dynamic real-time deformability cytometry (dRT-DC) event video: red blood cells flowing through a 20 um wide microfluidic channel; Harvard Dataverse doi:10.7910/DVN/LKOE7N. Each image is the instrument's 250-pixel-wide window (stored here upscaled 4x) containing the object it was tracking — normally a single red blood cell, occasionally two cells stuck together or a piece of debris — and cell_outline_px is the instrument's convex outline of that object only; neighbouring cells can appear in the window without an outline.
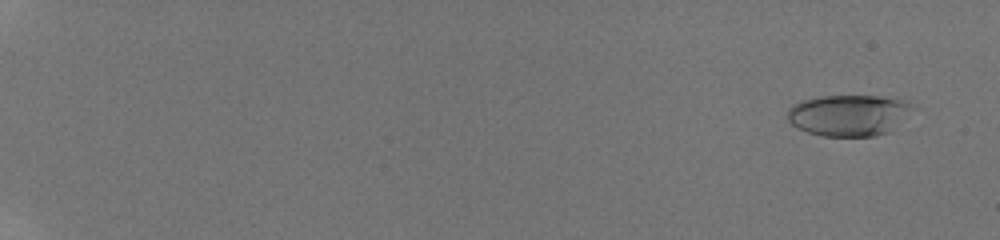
{"species": "human", "species_latin": "Homo sapiens", "temperature_condition": "room temperature", "stored_images_in_passage": 38, "camera_frame_rate_fps": 3000, "um_per_image_px": 0.085, "donor": {"sex": "male"}, "frame": {"image": 1, "passage_image": 3, "time_ms": 1.0, "image_size_px": [1000, 240], "cell_outline_px": [[916, 108], [892, 132], [872, 136], [820, 136], [796, 128], [788, 120], [788, 108], [792, 104], [800, 100], [820, 96], [896, 96], [908, 100], [916, 104]], "centroid_in_image_um": [72.24, 9.77], "position_along_channel_um": 12.8, "area_um2": 31.1}}
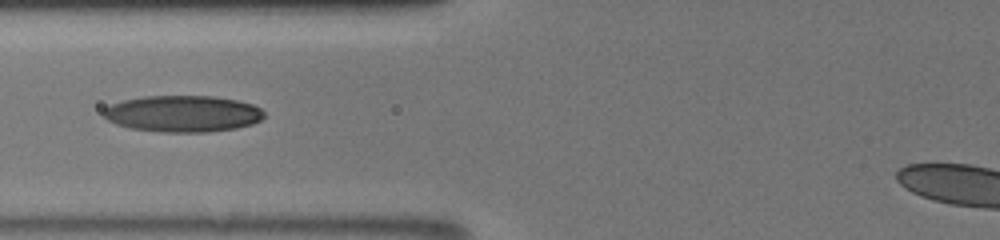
{"frame": {"image": 2, "passage_image": 21, "time_ms": 8.667, "image_size_px": [1000, 240], "cell_outline_px": [[264, 116], [260, 120], [252, 124], [236, 128], [208, 132], [164, 132], [132, 128], [116, 124], [108, 120], [100, 112], [104, 108], [112, 104], [124, 100], [144, 96], [212, 96], [236, 100], [252, 104], [260, 108], [264, 112]], "centroid_in_image_um": [15.53, 9.66], "position_along_channel_um": 110.3, "area_um2": 34.1}}
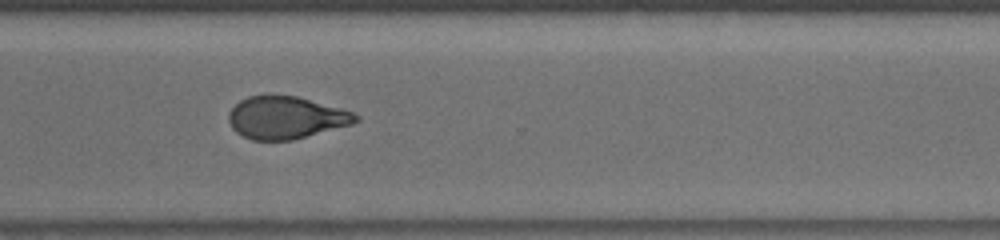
{"frame": {"image": 3, "passage_image": 37, "time_ms": 14.333, "image_size_px": [1000, 240], "cell_outline_px": [[360, 120], [352, 124], [292, 140], [252, 140], [236, 132], [232, 128], [228, 120], [228, 112], [240, 100], [248, 96], [268, 92], [296, 96], [352, 112], [360, 116]], "centroid_in_image_um": [24.25, 9.97], "position_along_channel_um": 346.3, "area_um2": 31.67}}